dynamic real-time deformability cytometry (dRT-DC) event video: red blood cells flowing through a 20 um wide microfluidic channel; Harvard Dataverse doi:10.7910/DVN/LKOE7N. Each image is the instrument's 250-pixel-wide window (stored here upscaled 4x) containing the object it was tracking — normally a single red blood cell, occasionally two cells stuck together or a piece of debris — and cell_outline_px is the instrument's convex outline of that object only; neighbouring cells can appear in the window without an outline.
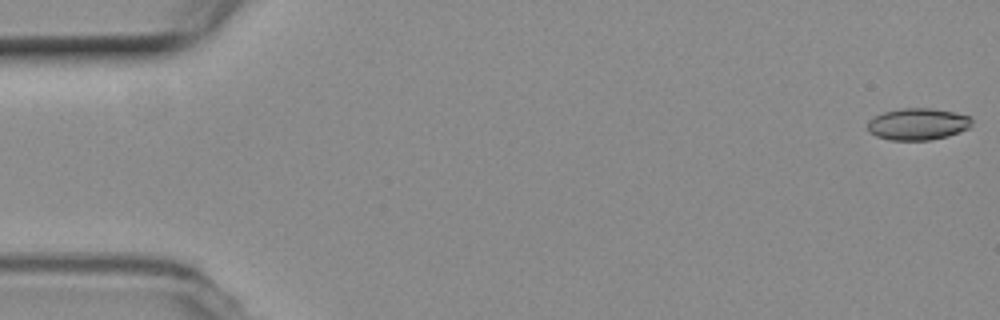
{"species": "common noctule bat (a hibernating species)", "species_latin": "Nyctalus noctula", "temperature_condition": "room temperature", "stored_images_in_passage": 5, "camera_frame_rate_fps": 3000, "um_per_image_px": 0.085, "animal": {"sex": "female", "body_mass_g": 19.3, "forearm_length_mm": 54.1}, "frame": {"image": 1, "passage_image": 1, "time_ms": 0.0, "image_size_px": [1000, 320], "cell_outline_px": [[972, 124], [968, 128], [960, 132], [948, 136], [928, 140], [892, 140], [876, 136], [868, 132], [868, 120], [884, 112], [900, 108], [932, 108], [972, 116]], "centroid_in_image_um": [78.02, 10.54], "position_along_channel_um": 7.0, "area_um2": 19.36}}